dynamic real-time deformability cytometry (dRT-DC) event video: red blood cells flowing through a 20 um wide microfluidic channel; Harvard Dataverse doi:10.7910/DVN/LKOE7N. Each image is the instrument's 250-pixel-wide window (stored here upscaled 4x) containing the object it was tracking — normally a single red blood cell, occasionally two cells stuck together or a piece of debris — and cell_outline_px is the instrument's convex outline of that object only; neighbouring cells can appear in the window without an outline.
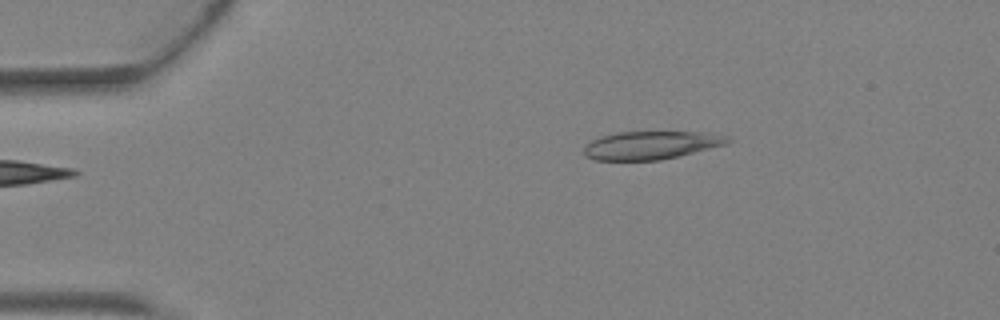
{"species": "Egyptian fruit bat (a non-hibernating species)", "species_latin": "Rousettus aegyptiacus", "temperature_condition": "warm", "stored_images_in_passage": 3, "camera_frame_rate_fps": 3000, "um_per_image_px": 0.085, "animal": {"sex": "female"}, "frame": {"image": 1, "passage_image": 2, "time_ms": 0.333, "image_size_px": [1000, 320], "cell_outline_px": [[732, 140], [724, 144], [660, 160], [596, 160], [588, 156], [584, 152], [584, 148], [592, 140], [616, 132], [708, 132], [728, 136]], "centroid_in_image_um": [55.34, 12.33], "position_along_channel_um": 29.7, "area_um2": 23.06}}